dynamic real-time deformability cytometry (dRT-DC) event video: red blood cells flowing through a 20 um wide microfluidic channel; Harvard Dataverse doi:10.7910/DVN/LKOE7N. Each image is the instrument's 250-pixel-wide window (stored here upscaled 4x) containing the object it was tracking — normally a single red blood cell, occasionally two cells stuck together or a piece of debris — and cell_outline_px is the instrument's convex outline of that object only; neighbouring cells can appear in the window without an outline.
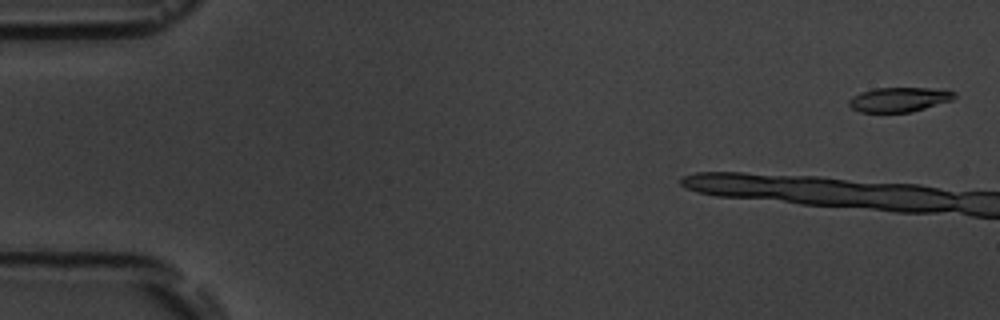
{"species": "common noctule bat (a hibernating species)", "species_latin": "Nyctalus noctula", "temperature_condition": "room temperature", "stored_images_in_passage": 4, "camera_frame_rate_fps": 3000, "um_per_image_px": 0.085, "animal": {"sex": "male", "body_mass_g": 19.5, "forearm_length_mm": 54.6}, "frame": {"image": 1, "passage_image": 1, "time_ms": 0.0, "image_size_px": [1000, 320], "cell_outline_px": [[956, 96], [952, 100], [912, 112], [860, 112], [852, 108], [848, 104], [848, 100], [852, 96], [860, 92], [876, 88], [928, 88], [956, 92]], "centroid_in_image_um": [76.4, 8.46], "position_along_channel_um": 8.6, "area_um2": 15.03}}